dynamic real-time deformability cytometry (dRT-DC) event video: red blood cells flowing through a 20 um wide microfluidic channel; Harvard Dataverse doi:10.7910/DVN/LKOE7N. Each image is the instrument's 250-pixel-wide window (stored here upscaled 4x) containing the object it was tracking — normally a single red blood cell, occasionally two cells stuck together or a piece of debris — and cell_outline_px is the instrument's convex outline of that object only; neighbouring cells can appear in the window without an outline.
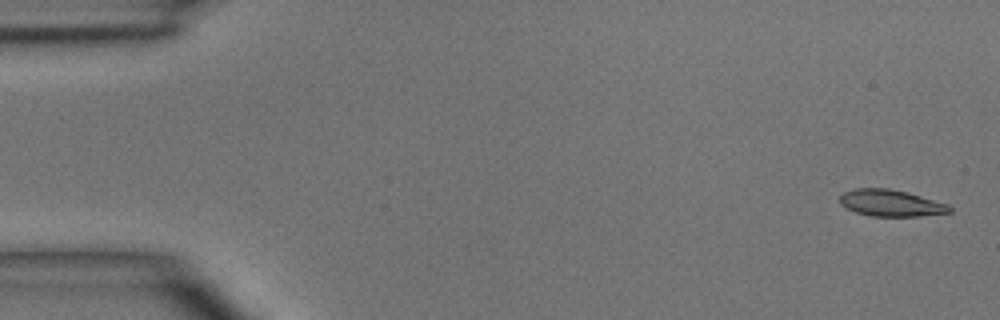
{"species": "common noctule bat (a hibernating species)", "species_latin": "Nyctalus noctula", "temperature_condition": "room temperature", "stored_images_in_passage": 5, "camera_frame_rate_fps": 3000, "um_per_image_px": 0.085, "animal": {"sex": "male", "body_mass_g": 15.6}, "frame": {"image": 1, "passage_image": 1, "time_ms": 0.0, "image_size_px": [1000, 320], "cell_outline_px": [[952, 212], [920, 216], [872, 216], [856, 212], [840, 204], [840, 196], [844, 192], [852, 188], [888, 188], [908, 192], [948, 204], [952, 208]], "centroid_in_image_um": [75.73, 17.25], "position_along_channel_um": 9.3, "area_um2": 17.05}}
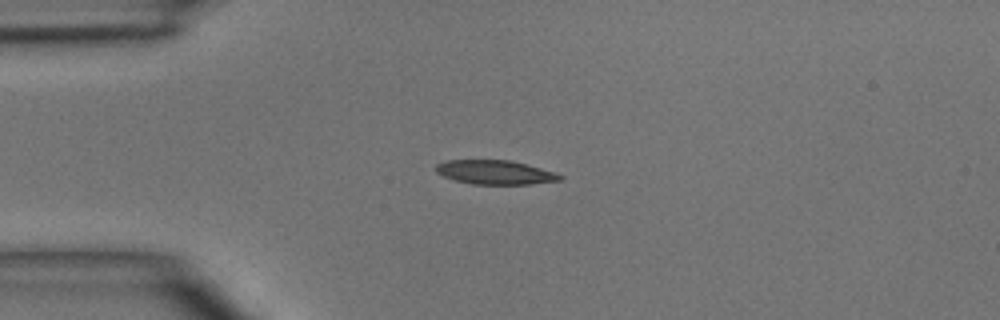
{"frame": {"image": 2, "passage_image": 4, "time_ms": 3.333, "image_size_px": [1000, 320], "cell_outline_px": [[564, 176], [560, 180], [532, 184], [472, 184], [456, 180], [444, 176], [436, 172], [436, 164], [444, 160], [508, 160], [556, 172]], "centroid_in_image_um": [42.08, 14.64], "position_along_channel_um": 42.9, "area_um2": 17.28}}